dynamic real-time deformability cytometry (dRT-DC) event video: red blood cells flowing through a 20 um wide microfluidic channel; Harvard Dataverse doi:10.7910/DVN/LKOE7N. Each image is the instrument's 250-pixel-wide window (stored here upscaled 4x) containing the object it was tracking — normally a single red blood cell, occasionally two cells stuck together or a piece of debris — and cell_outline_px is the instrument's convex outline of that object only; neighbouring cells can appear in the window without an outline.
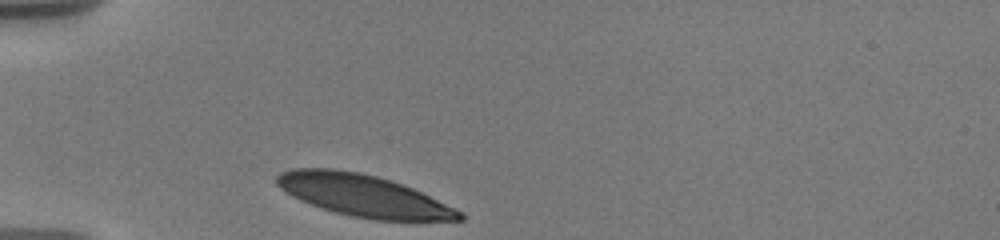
{"species": "human", "species_latin": "Homo sapiens", "temperature_condition": "warm", "stored_images_in_passage": 8, "camera_frame_rate_fps": 3000, "um_per_image_px": 0.085, "donor": {"sex": "male"}, "frame": {"image": 1, "passage_image": 1, "time_ms": 0.0, "image_size_px": [1000, 240], "cell_outline_px": [[464, 220], [372, 220], [352, 216], [320, 208], [300, 200], [292, 196], [280, 188], [276, 184], [276, 176], [280, 172], [292, 168], [332, 168], [360, 172], [376, 176], [412, 188], [456, 208], [464, 212]], "centroid_in_image_um": [30.86, 16.62], "position_along_channel_um": 54.1, "area_um2": 44.45}}
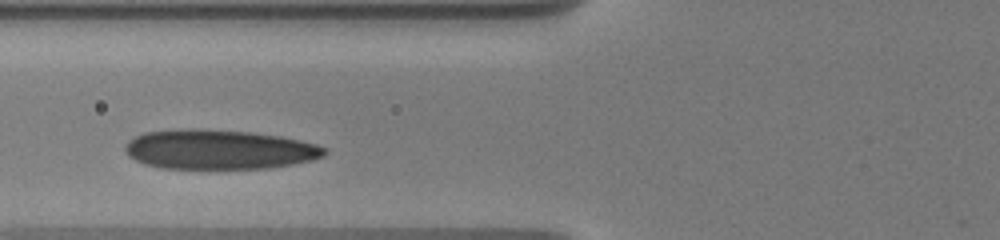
{"frame": {"image": 2, "passage_image": 6, "time_ms": 2.0, "image_size_px": [1000, 240], "cell_outline_px": [[328, 152], [324, 156], [312, 160], [292, 164], [268, 168], [160, 168], [136, 160], [128, 156], [124, 148], [128, 140], [144, 132], [188, 128], [200, 128], [252, 132], [280, 136], [300, 140], [316, 144], [324, 148]], "centroid_in_image_um": [18.62, 12.69], "position_along_channel_um": 107.2, "area_um2": 46.01}}
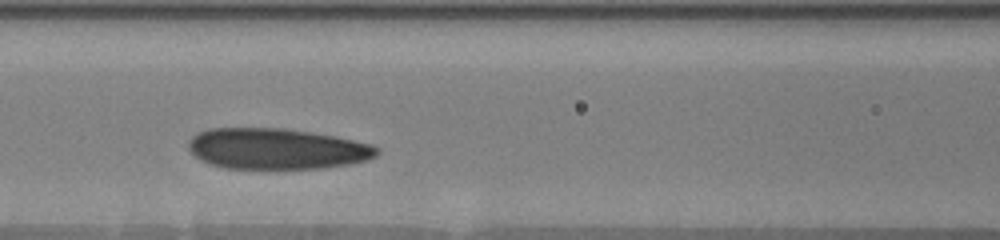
{"frame": {"image": 3, "passage_image": 7, "time_ms": 3.0, "image_size_px": [1000, 240], "cell_outline_px": [[380, 152], [376, 156], [368, 160], [352, 164], [320, 168], [224, 168], [208, 164], [200, 160], [188, 148], [188, 140], [196, 132], [208, 128], [284, 128], [336, 136], [372, 144], [380, 148]], "centroid_in_image_um": [23.52, 12.64], "position_along_channel_um": 143.1, "area_um2": 45.26}}